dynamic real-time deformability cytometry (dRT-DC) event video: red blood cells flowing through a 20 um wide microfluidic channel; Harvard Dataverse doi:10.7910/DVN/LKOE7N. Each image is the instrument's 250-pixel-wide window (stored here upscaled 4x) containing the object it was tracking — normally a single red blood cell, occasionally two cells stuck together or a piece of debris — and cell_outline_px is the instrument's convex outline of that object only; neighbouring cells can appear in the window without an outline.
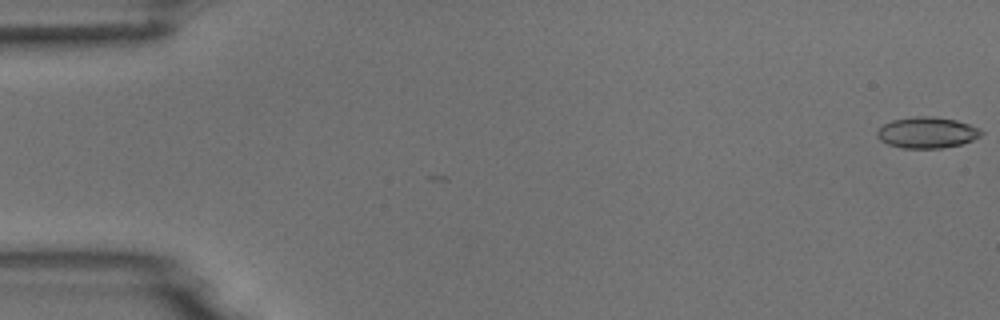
{"species": "common noctule bat (a hibernating species)", "species_latin": "Nyctalus noctula", "temperature_condition": "room temperature", "stored_images_in_passage": 5, "camera_frame_rate_fps": 3000, "um_per_image_px": 0.085, "animal": {"sex": "male", "body_mass_g": 18.8}, "frame": {"image": 1, "passage_image": 1, "time_ms": 0.0, "image_size_px": [1000, 320], "cell_outline_px": [[984, 132], [980, 136], [972, 140], [960, 144], [940, 148], [904, 148], [888, 144], [880, 140], [876, 136], [876, 132], [884, 124], [892, 120], [916, 116], [932, 116], [956, 120], [980, 128]], "centroid_in_image_um": [78.79, 11.26], "position_along_channel_um": 6.2, "area_um2": 18.79}}